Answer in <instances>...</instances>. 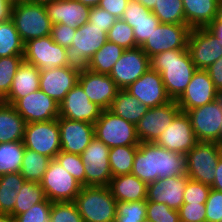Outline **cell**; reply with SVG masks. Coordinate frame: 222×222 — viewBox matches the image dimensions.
Masks as SVG:
<instances>
[{
    "label": "cell",
    "mask_w": 222,
    "mask_h": 222,
    "mask_svg": "<svg viewBox=\"0 0 222 222\" xmlns=\"http://www.w3.org/2000/svg\"><path fill=\"white\" fill-rule=\"evenodd\" d=\"M109 149L94 137L80 155L84 163L85 186H109L112 178Z\"/></svg>",
    "instance_id": "cell-11"
},
{
    "label": "cell",
    "mask_w": 222,
    "mask_h": 222,
    "mask_svg": "<svg viewBox=\"0 0 222 222\" xmlns=\"http://www.w3.org/2000/svg\"><path fill=\"white\" fill-rule=\"evenodd\" d=\"M78 75L67 66L40 70L39 89L60 103L78 82Z\"/></svg>",
    "instance_id": "cell-25"
},
{
    "label": "cell",
    "mask_w": 222,
    "mask_h": 222,
    "mask_svg": "<svg viewBox=\"0 0 222 222\" xmlns=\"http://www.w3.org/2000/svg\"><path fill=\"white\" fill-rule=\"evenodd\" d=\"M130 0H100L99 7L120 19Z\"/></svg>",
    "instance_id": "cell-54"
},
{
    "label": "cell",
    "mask_w": 222,
    "mask_h": 222,
    "mask_svg": "<svg viewBox=\"0 0 222 222\" xmlns=\"http://www.w3.org/2000/svg\"><path fill=\"white\" fill-rule=\"evenodd\" d=\"M138 145L117 146L109 149L112 177L131 174Z\"/></svg>",
    "instance_id": "cell-36"
},
{
    "label": "cell",
    "mask_w": 222,
    "mask_h": 222,
    "mask_svg": "<svg viewBox=\"0 0 222 222\" xmlns=\"http://www.w3.org/2000/svg\"><path fill=\"white\" fill-rule=\"evenodd\" d=\"M107 41V32L86 22L77 28L72 45L65 47L66 66L78 73L87 71L90 59Z\"/></svg>",
    "instance_id": "cell-4"
},
{
    "label": "cell",
    "mask_w": 222,
    "mask_h": 222,
    "mask_svg": "<svg viewBox=\"0 0 222 222\" xmlns=\"http://www.w3.org/2000/svg\"><path fill=\"white\" fill-rule=\"evenodd\" d=\"M207 28L213 33L218 43L222 46V24L215 19Z\"/></svg>",
    "instance_id": "cell-58"
},
{
    "label": "cell",
    "mask_w": 222,
    "mask_h": 222,
    "mask_svg": "<svg viewBox=\"0 0 222 222\" xmlns=\"http://www.w3.org/2000/svg\"><path fill=\"white\" fill-rule=\"evenodd\" d=\"M180 111V107L175 100L158 107L148 108L136 124L139 141L156 142L161 132L165 131Z\"/></svg>",
    "instance_id": "cell-15"
},
{
    "label": "cell",
    "mask_w": 222,
    "mask_h": 222,
    "mask_svg": "<svg viewBox=\"0 0 222 222\" xmlns=\"http://www.w3.org/2000/svg\"><path fill=\"white\" fill-rule=\"evenodd\" d=\"M55 159L71 174L82 186H85V170L82 158L78 154L60 151Z\"/></svg>",
    "instance_id": "cell-44"
},
{
    "label": "cell",
    "mask_w": 222,
    "mask_h": 222,
    "mask_svg": "<svg viewBox=\"0 0 222 222\" xmlns=\"http://www.w3.org/2000/svg\"><path fill=\"white\" fill-rule=\"evenodd\" d=\"M0 222H16V220L11 214L0 213Z\"/></svg>",
    "instance_id": "cell-61"
},
{
    "label": "cell",
    "mask_w": 222,
    "mask_h": 222,
    "mask_svg": "<svg viewBox=\"0 0 222 222\" xmlns=\"http://www.w3.org/2000/svg\"><path fill=\"white\" fill-rule=\"evenodd\" d=\"M116 20L117 18L114 15L99 6L90 9L88 22L93 26L102 28V31L108 32Z\"/></svg>",
    "instance_id": "cell-50"
},
{
    "label": "cell",
    "mask_w": 222,
    "mask_h": 222,
    "mask_svg": "<svg viewBox=\"0 0 222 222\" xmlns=\"http://www.w3.org/2000/svg\"><path fill=\"white\" fill-rule=\"evenodd\" d=\"M125 90L148 108L158 107L172 101L164 87L161 74L151 68Z\"/></svg>",
    "instance_id": "cell-20"
},
{
    "label": "cell",
    "mask_w": 222,
    "mask_h": 222,
    "mask_svg": "<svg viewBox=\"0 0 222 222\" xmlns=\"http://www.w3.org/2000/svg\"><path fill=\"white\" fill-rule=\"evenodd\" d=\"M190 31L187 24L160 23L141 49L149 58L164 51L188 49Z\"/></svg>",
    "instance_id": "cell-13"
},
{
    "label": "cell",
    "mask_w": 222,
    "mask_h": 222,
    "mask_svg": "<svg viewBox=\"0 0 222 222\" xmlns=\"http://www.w3.org/2000/svg\"><path fill=\"white\" fill-rule=\"evenodd\" d=\"M125 49L113 42L107 41L89 61V70L107 74L111 72L114 64L122 56Z\"/></svg>",
    "instance_id": "cell-33"
},
{
    "label": "cell",
    "mask_w": 222,
    "mask_h": 222,
    "mask_svg": "<svg viewBox=\"0 0 222 222\" xmlns=\"http://www.w3.org/2000/svg\"><path fill=\"white\" fill-rule=\"evenodd\" d=\"M13 4L11 0H0V23L11 19Z\"/></svg>",
    "instance_id": "cell-56"
},
{
    "label": "cell",
    "mask_w": 222,
    "mask_h": 222,
    "mask_svg": "<svg viewBox=\"0 0 222 222\" xmlns=\"http://www.w3.org/2000/svg\"><path fill=\"white\" fill-rule=\"evenodd\" d=\"M179 220L186 222H206L205 204H183L179 209Z\"/></svg>",
    "instance_id": "cell-51"
},
{
    "label": "cell",
    "mask_w": 222,
    "mask_h": 222,
    "mask_svg": "<svg viewBox=\"0 0 222 222\" xmlns=\"http://www.w3.org/2000/svg\"><path fill=\"white\" fill-rule=\"evenodd\" d=\"M109 110L115 115L136 125L147 112L148 107L125 89H119Z\"/></svg>",
    "instance_id": "cell-31"
},
{
    "label": "cell",
    "mask_w": 222,
    "mask_h": 222,
    "mask_svg": "<svg viewBox=\"0 0 222 222\" xmlns=\"http://www.w3.org/2000/svg\"><path fill=\"white\" fill-rule=\"evenodd\" d=\"M221 94L216 90L213 81L204 69H197L186 90L177 100L182 112L208 104L219 98Z\"/></svg>",
    "instance_id": "cell-21"
},
{
    "label": "cell",
    "mask_w": 222,
    "mask_h": 222,
    "mask_svg": "<svg viewBox=\"0 0 222 222\" xmlns=\"http://www.w3.org/2000/svg\"><path fill=\"white\" fill-rule=\"evenodd\" d=\"M212 189L222 192V155L219 158Z\"/></svg>",
    "instance_id": "cell-57"
},
{
    "label": "cell",
    "mask_w": 222,
    "mask_h": 222,
    "mask_svg": "<svg viewBox=\"0 0 222 222\" xmlns=\"http://www.w3.org/2000/svg\"><path fill=\"white\" fill-rule=\"evenodd\" d=\"M151 11L160 23L186 24L182 0H156Z\"/></svg>",
    "instance_id": "cell-39"
},
{
    "label": "cell",
    "mask_w": 222,
    "mask_h": 222,
    "mask_svg": "<svg viewBox=\"0 0 222 222\" xmlns=\"http://www.w3.org/2000/svg\"><path fill=\"white\" fill-rule=\"evenodd\" d=\"M23 59L39 70L67 65L65 47L54 42L51 35L26 42Z\"/></svg>",
    "instance_id": "cell-12"
},
{
    "label": "cell",
    "mask_w": 222,
    "mask_h": 222,
    "mask_svg": "<svg viewBox=\"0 0 222 222\" xmlns=\"http://www.w3.org/2000/svg\"><path fill=\"white\" fill-rule=\"evenodd\" d=\"M22 142L25 148L55 159L61 151L58 119L27 123Z\"/></svg>",
    "instance_id": "cell-9"
},
{
    "label": "cell",
    "mask_w": 222,
    "mask_h": 222,
    "mask_svg": "<svg viewBox=\"0 0 222 222\" xmlns=\"http://www.w3.org/2000/svg\"><path fill=\"white\" fill-rule=\"evenodd\" d=\"M222 146L216 142H198L186 154V175L197 182L212 186Z\"/></svg>",
    "instance_id": "cell-6"
},
{
    "label": "cell",
    "mask_w": 222,
    "mask_h": 222,
    "mask_svg": "<svg viewBox=\"0 0 222 222\" xmlns=\"http://www.w3.org/2000/svg\"><path fill=\"white\" fill-rule=\"evenodd\" d=\"M51 24H66L78 28L88 22L90 7L77 0H51L44 3Z\"/></svg>",
    "instance_id": "cell-26"
},
{
    "label": "cell",
    "mask_w": 222,
    "mask_h": 222,
    "mask_svg": "<svg viewBox=\"0 0 222 222\" xmlns=\"http://www.w3.org/2000/svg\"><path fill=\"white\" fill-rule=\"evenodd\" d=\"M210 191V186L189 179L184 189L183 204H205Z\"/></svg>",
    "instance_id": "cell-47"
},
{
    "label": "cell",
    "mask_w": 222,
    "mask_h": 222,
    "mask_svg": "<svg viewBox=\"0 0 222 222\" xmlns=\"http://www.w3.org/2000/svg\"><path fill=\"white\" fill-rule=\"evenodd\" d=\"M24 45L12 19L0 23V57L24 56Z\"/></svg>",
    "instance_id": "cell-35"
},
{
    "label": "cell",
    "mask_w": 222,
    "mask_h": 222,
    "mask_svg": "<svg viewBox=\"0 0 222 222\" xmlns=\"http://www.w3.org/2000/svg\"><path fill=\"white\" fill-rule=\"evenodd\" d=\"M220 145L222 146V124H221V129H220Z\"/></svg>",
    "instance_id": "cell-65"
},
{
    "label": "cell",
    "mask_w": 222,
    "mask_h": 222,
    "mask_svg": "<svg viewBox=\"0 0 222 222\" xmlns=\"http://www.w3.org/2000/svg\"><path fill=\"white\" fill-rule=\"evenodd\" d=\"M61 151L81 155L94 135V124L58 118Z\"/></svg>",
    "instance_id": "cell-24"
},
{
    "label": "cell",
    "mask_w": 222,
    "mask_h": 222,
    "mask_svg": "<svg viewBox=\"0 0 222 222\" xmlns=\"http://www.w3.org/2000/svg\"><path fill=\"white\" fill-rule=\"evenodd\" d=\"M40 184L51 202H73L82 188L56 159L50 161Z\"/></svg>",
    "instance_id": "cell-8"
},
{
    "label": "cell",
    "mask_w": 222,
    "mask_h": 222,
    "mask_svg": "<svg viewBox=\"0 0 222 222\" xmlns=\"http://www.w3.org/2000/svg\"><path fill=\"white\" fill-rule=\"evenodd\" d=\"M147 183L132 174L111 178L109 188L117 202L146 201Z\"/></svg>",
    "instance_id": "cell-28"
},
{
    "label": "cell",
    "mask_w": 222,
    "mask_h": 222,
    "mask_svg": "<svg viewBox=\"0 0 222 222\" xmlns=\"http://www.w3.org/2000/svg\"><path fill=\"white\" fill-rule=\"evenodd\" d=\"M11 1H13V2H17V1H23V0H11Z\"/></svg>",
    "instance_id": "cell-67"
},
{
    "label": "cell",
    "mask_w": 222,
    "mask_h": 222,
    "mask_svg": "<svg viewBox=\"0 0 222 222\" xmlns=\"http://www.w3.org/2000/svg\"><path fill=\"white\" fill-rule=\"evenodd\" d=\"M81 2L83 5H86L90 8L97 7L100 3V0H77Z\"/></svg>",
    "instance_id": "cell-60"
},
{
    "label": "cell",
    "mask_w": 222,
    "mask_h": 222,
    "mask_svg": "<svg viewBox=\"0 0 222 222\" xmlns=\"http://www.w3.org/2000/svg\"><path fill=\"white\" fill-rule=\"evenodd\" d=\"M77 28H72L66 24H53L51 29V37L54 42L63 47L72 45Z\"/></svg>",
    "instance_id": "cell-52"
},
{
    "label": "cell",
    "mask_w": 222,
    "mask_h": 222,
    "mask_svg": "<svg viewBox=\"0 0 222 222\" xmlns=\"http://www.w3.org/2000/svg\"><path fill=\"white\" fill-rule=\"evenodd\" d=\"M205 70L213 81L216 90L222 95V57Z\"/></svg>",
    "instance_id": "cell-55"
},
{
    "label": "cell",
    "mask_w": 222,
    "mask_h": 222,
    "mask_svg": "<svg viewBox=\"0 0 222 222\" xmlns=\"http://www.w3.org/2000/svg\"><path fill=\"white\" fill-rule=\"evenodd\" d=\"M17 201L11 215L15 218L17 215L25 213L33 205L45 201L44 189L40 183L25 181L19 193L17 194Z\"/></svg>",
    "instance_id": "cell-38"
},
{
    "label": "cell",
    "mask_w": 222,
    "mask_h": 222,
    "mask_svg": "<svg viewBox=\"0 0 222 222\" xmlns=\"http://www.w3.org/2000/svg\"><path fill=\"white\" fill-rule=\"evenodd\" d=\"M8 104L6 94L0 90V107L6 106Z\"/></svg>",
    "instance_id": "cell-63"
},
{
    "label": "cell",
    "mask_w": 222,
    "mask_h": 222,
    "mask_svg": "<svg viewBox=\"0 0 222 222\" xmlns=\"http://www.w3.org/2000/svg\"><path fill=\"white\" fill-rule=\"evenodd\" d=\"M155 143L169 151L179 152L184 155L194 147L198 140L186 112L180 111L171 124L166 127L165 131L161 132Z\"/></svg>",
    "instance_id": "cell-17"
},
{
    "label": "cell",
    "mask_w": 222,
    "mask_h": 222,
    "mask_svg": "<svg viewBox=\"0 0 222 222\" xmlns=\"http://www.w3.org/2000/svg\"><path fill=\"white\" fill-rule=\"evenodd\" d=\"M149 68V56L141 47H135L125 49L122 56L114 64L109 76L119 89H125L140 78Z\"/></svg>",
    "instance_id": "cell-14"
},
{
    "label": "cell",
    "mask_w": 222,
    "mask_h": 222,
    "mask_svg": "<svg viewBox=\"0 0 222 222\" xmlns=\"http://www.w3.org/2000/svg\"><path fill=\"white\" fill-rule=\"evenodd\" d=\"M108 41L113 42L124 49L138 47L134 38V30L123 19H117L107 32Z\"/></svg>",
    "instance_id": "cell-41"
},
{
    "label": "cell",
    "mask_w": 222,
    "mask_h": 222,
    "mask_svg": "<svg viewBox=\"0 0 222 222\" xmlns=\"http://www.w3.org/2000/svg\"><path fill=\"white\" fill-rule=\"evenodd\" d=\"M25 125L13 105L0 107V143L23 141Z\"/></svg>",
    "instance_id": "cell-30"
},
{
    "label": "cell",
    "mask_w": 222,
    "mask_h": 222,
    "mask_svg": "<svg viewBox=\"0 0 222 222\" xmlns=\"http://www.w3.org/2000/svg\"><path fill=\"white\" fill-rule=\"evenodd\" d=\"M102 111L101 107L90 101L78 82L59 103V117L73 121L94 124L101 116Z\"/></svg>",
    "instance_id": "cell-18"
},
{
    "label": "cell",
    "mask_w": 222,
    "mask_h": 222,
    "mask_svg": "<svg viewBox=\"0 0 222 222\" xmlns=\"http://www.w3.org/2000/svg\"><path fill=\"white\" fill-rule=\"evenodd\" d=\"M136 2L142 4L149 10H152L156 5V0H135Z\"/></svg>",
    "instance_id": "cell-59"
},
{
    "label": "cell",
    "mask_w": 222,
    "mask_h": 222,
    "mask_svg": "<svg viewBox=\"0 0 222 222\" xmlns=\"http://www.w3.org/2000/svg\"><path fill=\"white\" fill-rule=\"evenodd\" d=\"M198 142L220 144L222 95L214 101L186 111Z\"/></svg>",
    "instance_id": "cell-10"
},
{
    "label": "cell",
    "mask_w": 222,
    "mask_h": 222,
    "mask_svg": "<svg viewBox=\"0 0 222 222\" xmlns=\"http://www.w3.org/2000/svg\"><path fill=\"white\" fill-rule=\"evenodd\" d=\"M13 107L26 124L59 118V103L40 89L20 98Z\"/></svg>",
    "instance_id": "cell-19"
},
{
    "label": "cell",
    "mask_w": 222,
    "mask_h": 222,
    "mask_svg": "<svg viewBox=\"0 0 222 222\" xmlns=\"http://www.w3.org/2000/svg\"><path fill=\"white\" fill-rule=\"evenodd\" d=\"M146 218L152 222H179L177 210L169 208L166 204L146 202Z\"/></svg>",
    "instance_id": "cell-46"
},
{
    "label": "cell",
    "mask_w": 222,
    "mask_h": 222,
    "mask_svg": "<svg viewBox=\"0 0 222 222\" xmlns=\"http://www.w3.org/2000/svg\"><path fill=\"white\" fill-rule=\"evenodd\" d=\"M24 151L22 141L0 143V176L20 172Z\"/></svg>",
    "instance_id": "cell-37"
},
{
    "label": "cell",
    "mask_w": 222,
    "mask_h": 222,
    "mask_svg": "<svg viewBox=\"0 0 222 222\" xmlns=\"http://www.w3.org/2000/svg\"><path fill=\"white\" fill-rule=\"evenodd\" d=\"M23 1L36 2V3H46V2L51 1V0H23Z\"/></svg>",
    "instance_id": "cell-64"
},
{
    "label": "cell",
    "mask_w": 222,
    "mask_h": 222,
    "mask_svg": "<svg viewBox=\"0 0 222 222\" xmlns=\"http://www.w3.org/2000/svg\"><path fill=\"white\" fill-rule=\"evenodd\" d=\"M142 222H152V221H150L149 219H144Z\"/></svg>",
    "instance_id": "cell-66"
},
{
    "label": "cell",
    "mask_w": 222,
    "mask_h": 222,
    "mask_svg": "<svg viewBox=\"0 0 222 222\" xmlns=\"http://www.w3.org/2000/svg\"><path fill=\"white\" fill-rule=\"evenodd\" d=\"M126 23L133 28L136 45L141 47L159 26L160 21L153 12H151L148 17H144L139 21H130Z\"/></svg>",
    "instance_id": "cell-42"
},
{
    "label": "cell",
    "mask_w": 222,
    "mask_h": 222,
    "mask_svg": "<svg viewBox=\"0 0 222 222\" xmlns=\"http://www.w3.org/2000/svg\"><path fill=\"white\" fill-rule=\"evenodd\" d=\"M150 68L162 76L171 100L177 101L197 70L188 49L169 50L150 58Z\"/></svg>",
    "instance_id": "cell-2"
},
{
    "label": "cell",
    "mask_w": 222,
    "mask_h": 222,
    "mask_svg": "<svg viewBox=\"0 0 222 222\" xmlns=\"http://www.w3.org/2000/svg\"><path fill=\"white\" fill-rule=\"evenodd\" d=\"M11 19L24 44L32 39L51 35L52 24L44 3L14 2Z\"/></svg>",
    "instance_id": "cell-5"
},
{
    "label": "cell",
    "mask_w": 222,
    "mask_h": 222,
    "mask_svg": "<svg viewBox=\"0 0 222 222\" xmlns=\"http://www.w3.org/2000/svg\"><path fill=\"white\" fill-rule=\"evenodd\" d=\"M73 202L84 222H115L117 201L109 186H82Z\"/></svg>",
    "instance_id": "cell-3"
},
{
    "label": "cell",
    "mask_w": 222,
    "mask_h": 222,
    "mask_svg": "<svg viewBox=\"0 0 222 222\" xmlns=\"http://www.w3.org/2000/svg\"><path fill=\"white\" fill-rule=\"evenodd\" d=\"M78 83L82 86L91 102L103 110L109 109L119 91L116 83L107 74L91 70L79 73Z\"/></svg>",
    "instance_id": "cell-23"
},
{
    "label": "cell",
    "mask_w": 222,
    "mask_h": 222,
    "mask_svg": "<svg viewBox=\"0 0 222 222\" xmlns=\"http://www.w3.org/2000/svg\"><path fill=\"white\" fill-rule=\"evenodd\" d=\"M94 135L109 148L140 144L136 125L115 115L109 109L103 110L94 123Z\"/></svg>",
    "instance_id": "cell-7"
},
{
    "label": "cell",
    "mask_w": 222,
    "mask_h": 222,
    "mask_svg": "<svg viewBox=\"0 0 222 222\" xmlns=\"http://www.w3.org/2000/svg\"><path fill=\"white\" fill-rule=\"evenodd\" d=\"M52 202L46 199L15 217L16 222H49Z\"/></svg>",
    "instance_id": "cell-48"
},
{
    "label": "cell",
    "mask_w": 222,
    "mask_h": 222,
    "mask_svg": "<svg viewBox=\"0 0 222 222\" xmlns=\"http://www.w3.org/2000/svg\"><path fill=\"white\" fill-rule=\"evenodd\" d=\"M131 174L147 184L159 178L183 176L186 175V157L155 142H140Z\"/></svg>",
    "instance_id": "cell-1"
},
{
    "label": "cell",
    "mask_w": 222,
    "mask_h": 222,
    "mask_svg": "<svg viewBox=\"0 0 222 222\" xmlns=\"http://www.w3.org/2000/svg\"><path fill=\"white\" fill-rule=\"evenodd\" d=\"M152 11L144 7L135 0H130L121 19L125 22L139 21L144 17H148Z\"/></svg>",
    "instance_id": "cell-53"
},
{
    "label": "cell",
    "mask_w": 222,
    "mask_h": 222,
    "mask_svg": "<svg viewBox=\"0 0 222 222\" xmlns=\"http://www.w3.org/2000/svg\"><path fill=\"white\" fill-rule=\"evenodd\" d=\"M190 178L188 175L159 178L148 183L146 202L166 204L177 210L183 205L184 189Z\"/></svg>",
    "instance_id": "cell-22"
},
{
    "label": "cell",
    "mask_w": 222,
    "mask_h": 222,
    "mask_svg": "<svg viewBox=\"0 0 222 222\" xmlns=\"http://www.w3.org/2000/svg\"><path fill=\"white\" fill-rule=\"evenodd\" d=\"M206 207V222H220L222 219V192L211 188Z\"/></svg>",
    "instance_id": "cell-49"
},
{
    "label": "cell",
    "mask_w": 222,
    "mask_h": 222,
    "mask_svg": "<svg viewBox=\"0 0 222 222\" xmlns=\"http://www.w3.org/2000/svg\"><path fill=\"white\" fill-rule=\"evenodd\" d=\"M219 23L222 24V1L218 3L217 14L215 18Z\"/></svg>",
    "instance_id": "cell-62"
},
{
    "label": "cell",
    "mask_w": 222,
    "mask_h": 222,
    "mask_svg": "<svg viewBox=\"0 0 222 222\" xmlns=\"http://www.w3.org/2000/svg\"><path fill=\"white\" fill-rule=\"evenodd\" d=\"M146 201L117 202L115 222H142L146 219Z\"/></svg>",
    "instance_id": "cell-40"
},
{
    "label": "cell",
    "mask_w": 222,
    "mask_h": 222,
    "mask_svg": "<svg viewBox=\"0 0 222 222\" xmlns=\"http://www.w3.org/2000/svg\"><path fill=\"white\" fill-rule=\"evenodd\" d=\"M185 21L190 28L207 27L217 14V0H182Z\"/></svg>",
    "instance_id": "cell-29"
},
{
    "label": "cell",
    "mask_w": 222,
    "mask_h": 222,
    "mask_svg": "<svg viewBox=\"0 0 222 222\" xmlns=\"http://www.w3.org/2000/svg\"><path fill=\"white\" fill-rule=\"evenodd\" d=\"M188 51L197 69H207L222 57V46L207 27L191 28Z\"/></svg>",
    "instance_id": "cell-16"
},
{
    "label": "cell",
    "mask_w": 222,
    "mask_h": 222,
    "mask_svg": "<svg viewBox=\"0 0 222 222\" xmlns=\"http://www.w3.org/2000/svg\"><path fill=\"white\" fill-rule=\"evenodd\" d=\"M49 222H84L74 202H52Z\"/></svg>",
    "instance_id": "cell-45"
},
{
    "label": "cell",
    "mask_w": 222,
    "mask_h": 222,
    "mask_svg": "<svg viewBox=\"0 0 222 222\" xmlns=\"http://www.w3.org/2000/svg\"><path fill=\"white\" fill-rule=\"evenodd\" d=\"M52 159L25 148L20 174L26 181L40 183Z\"/></svg>",
    "instance_id": "cell-34"
},
{
    "label": "cell",
    "mask_w": 222,
    "mask_h": 222,
    "mask_svg": "<svg viewBox=\"0 0 222 222\" xmlns=\"http://www.w3.org/2000/svg\"><path fill=\"white\" fill-rule=\"evenodd\" d=\"M25 181L20 172L0 176V213L11 214L13 212L17 201L16 196Z\"/></svg>",
    "instance_id": "cell-32"
},
{
    "label": "cell",
    "mask_w": 222,
    "mask_h": 222,
    "mask_svg": "<svg viewBox=\"0 0 222 222\" xmlns=\"http://www.w3.org/2000/svg\"><path fill=\"white\" fill-rule=\"evenodd\" d=\"M23 60V56L0 57V90L6 95L9 93L13 78Z\"/></svg>",
    "instance_id": "cell-43"
},
{
    "label": "cell",
    "mask_w": 222,
    "mask_h": 222,
    "mask_svg": "<svg viewBox=\"0 0 222 222\" xmlns=\"http://www.w3.org/2000/svg\"><path fill=\"white\" fill-rule=\"evenodd\" d=\"M40 70L24 60L19 65L7 96L8 104L14 105L20 98L39 90Z\"/></svg>",
    "instance_id": "cell-27"
}]
</instances>
